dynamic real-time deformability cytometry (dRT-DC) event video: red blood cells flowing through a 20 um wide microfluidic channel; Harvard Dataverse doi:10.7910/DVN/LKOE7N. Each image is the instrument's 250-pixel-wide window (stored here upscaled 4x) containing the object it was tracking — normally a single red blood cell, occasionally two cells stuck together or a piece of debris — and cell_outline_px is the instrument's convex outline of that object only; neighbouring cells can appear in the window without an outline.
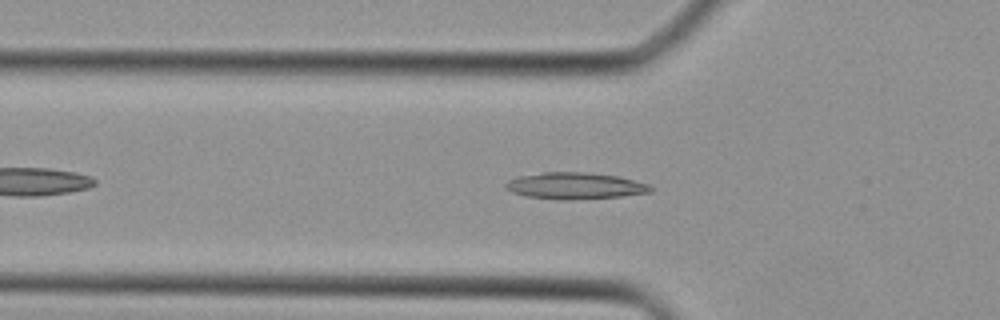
{"species": "Egyptian fruit bat (a non-hibernating species)", "species_latin": "Rousettus aegyptiacus", "temperature_condition": "cold", "stored_images_in_passage": 29, "camera_frame_rate_fps": 3000, "um_per_image_px": 0.085, "animal": {"sex": "female"}, "frame": {"image": 1, "passage_image": 6, "time_ms": 1.667, "image_size_px": [1000, 320], "cell_outline_px": [[652, 192], [620, 196], [572, 200], [560, 200], [528, 196], [512, 192], [504, 188], [504, 184], [508, 180], [516, 176], [544, 172], [584, 172], [620, 176], [648, 184], [652, 188]], "centroid_in_image_um": [48.85, 15.79], "position_along_channel_um": 77.0, "area_um2": 22.54}}
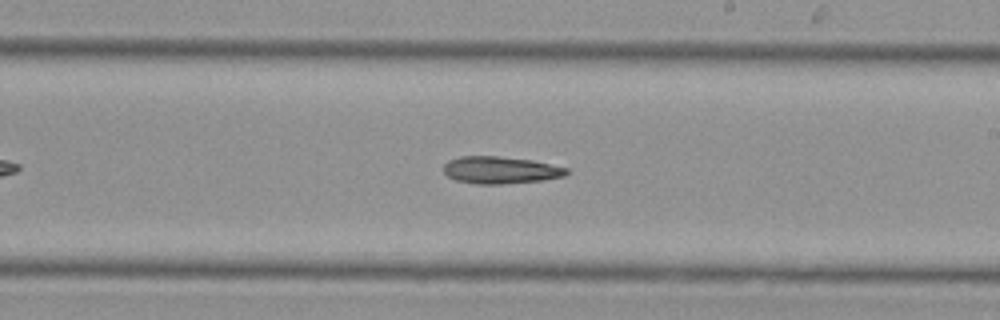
{"frame": {"image": 2, "passage_image": 16, "time_ms": 5.0, "image_size_px": [1000, 320], "cell_outline_px": [[568, 172], [564, 176], [544, 180], [500, 184], [476, 184], [456, 180], [448, 176], [444, 172], [444, 164], [448, 160], [460, 156], [496, 156], [532, 160], [568, 168]], "centroid_in_image_um": [42.52, 14.45], "position_along_channel_um": 246.5, "area_um2": 19.42}}
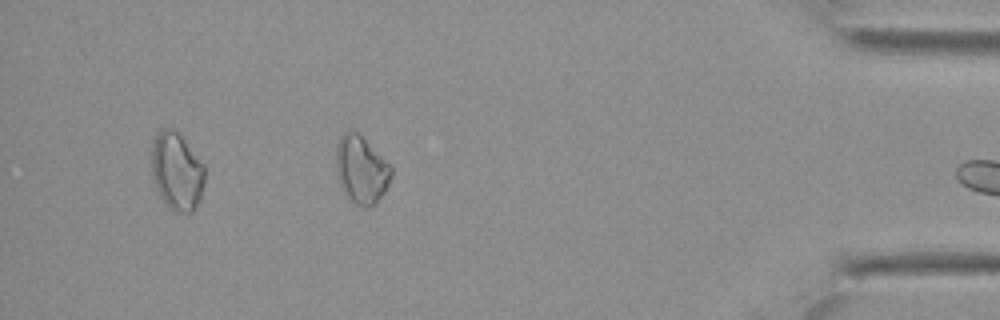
{"frame": {"image": 3, "passage_image": 28, "time_ms": 9.0, "image_size_px": [1000, 320], "cell_outline_px": [[392, 176], [384, 192], [368, 208], [356, 204], [344, 196], [336, 172], [336, 144], [340, 136], [348, 128], [352, 128], [392, 164]], "centroid_in_image_um": [30.69, 14.38], "position_along_channel_um": 404.5, "area_um2": 22.02}}